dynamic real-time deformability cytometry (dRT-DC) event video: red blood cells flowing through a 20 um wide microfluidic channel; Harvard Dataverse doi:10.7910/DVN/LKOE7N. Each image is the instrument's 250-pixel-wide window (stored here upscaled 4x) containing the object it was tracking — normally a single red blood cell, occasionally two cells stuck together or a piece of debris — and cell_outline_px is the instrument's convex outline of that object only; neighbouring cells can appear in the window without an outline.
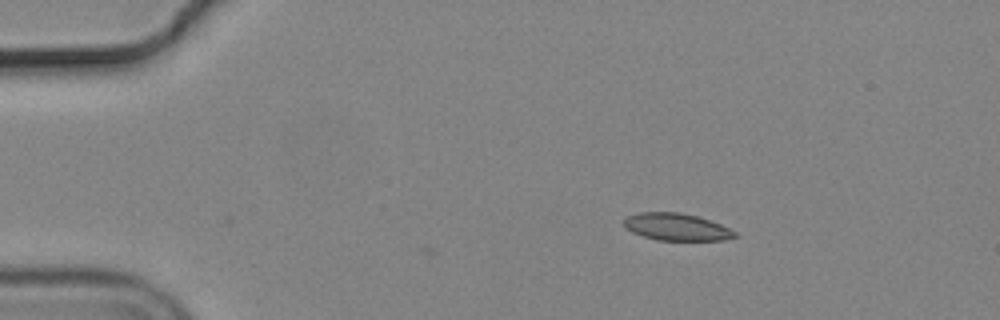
{"species": "common noctule bat (a hibernating species)", "species_latin": "Nyctalus noctula", "temperature_condition": "cold", "stored_images_in_passage": 2, "camera_frame_rate_fps": 3000, "um_per_image_px": 0.085, "animal": {"sex": "male", "body_mass_g": 19.2, "forearm_length_mm": 51.8}, "frame": {"image": 1, "passage_image": 2, "time_ms": 0.333, "image_size_px": [1000, 320], "cell_outline_px": [[736, 236], [724, 240], [656, 240], [632, 232], [624, 228], [624, 216], [640, 212], [680, 212], [696, 216], [720, 224], [736, 232]], "centroid_in_image_um": [57.44, 19.28], "position_along_channel_um": 27.6, "area_um2": 17.51}}